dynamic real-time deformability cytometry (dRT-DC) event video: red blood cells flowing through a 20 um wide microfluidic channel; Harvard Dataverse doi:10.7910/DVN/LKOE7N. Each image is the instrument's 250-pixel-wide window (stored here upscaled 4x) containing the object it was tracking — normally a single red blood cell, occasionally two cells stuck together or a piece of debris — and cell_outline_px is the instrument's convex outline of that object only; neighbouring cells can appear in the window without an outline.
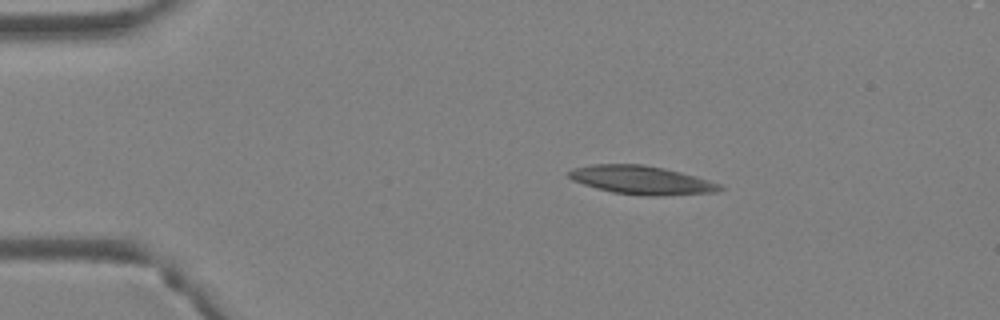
{"species": "Egyptian fruit bat (a non-hibernating species)", "species_latin": "Rousettus aegyptiacus", "temperature_condition": "warm", "stored_images_in_passage": 4, "camera_frame_rate_fps": 3000, "um_per_image_px": 0.085, "animal": {"sex": "female"}, "frame": {"image": 1, "passage_image": 3, "time_ms": 0.667, "image_size_px": [1000, 320], "cell_outline_px": [[724, 188], [716, 192], [656, 196], [644, 196], [612, 192], [596, 188], [572, 180], [568, 176], [568, 172], [572, 168], [592, 164], [640, 164], [664, 168], [696, 176], [720, 184]], "centroid_in_image_um": [54.51, 15.3], "position_along_channel_um": 30.5, "area_um2": 25.03}}